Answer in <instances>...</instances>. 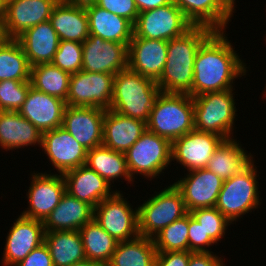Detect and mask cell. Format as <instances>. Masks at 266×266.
<instances>
[{
    "mask_svg": "<svg viewBox=\"0 0 266 266\" xmlns=\"http://www.w3.org/2000/svg\"><path fill=\"white\" fill-rule=\"evenodd\" d=\"M224 32L214 31L196 53L192 97L233 89V81L248 71Z\"/></svg>",
    "mask_w": 266,
    "mask_h": 266,
    "instance_id": "cell-1",
    "label": "cell"
},
{
    "mask_svg": "<svg viewBox=\"0 0 266 266\" xmlns=\"http://www.w3.org/2000/svg\"><path fill=\"white\" fill-rule=\"evenodd\" d=\"M213 32L205 26H193L182 36L168 41L166 63L156 81L161 92L189 94L192 97L196 53Z\"/></svg>",
    "mask_w": 266,
    "mask_h": 266,
    "instance_id": "cell-2",
    "label": "cell"
},
{
    "mask_svg": "<svg viewBox=\"0 0 266 266\" xmlns=\"http://www.w3.org/2000/svg\"><path fill=\"white\" fill-rule=\"evenodd\" d=\"M160 92L156 81L127 67L114 75L111 110L147 123Z\"/></svg>",
    "mask_w": 266,
    "mask_h": 266,
    "instance_id": "cell-3",
    "label": "cell"
},
{
    "mask_svg": "<svg viewBox=\"0 0 266 266\" xmlns=\"http://www.w3.org/2000/svg\"><path fill=\"white\" fill-rule=\"evenodd\" d=\"M147 130L171 143L194 129V103L189 94L157 96L146 123Z\"/></svg>",
    "mask_w": 266,
    "mask_h": 266,
    "instance_id": "cell-4",
    "label": "cell"
},
{
    "mask_svg": "<svg viewBox=\"0 0 266 266\" xmlns=\"http://www.w3.org/2000/svg\"><path fill=\"white\" fill-rule=\"evenodd\" d=\"M233 89L193 96L194 129L233 139V125L237 109ZM232 134V136H231Z\"/></svg>",
    "mask_w": 266,
    "mask_h": 266,
    "instance_id": "cell-5",
    "label": "cell"
},
{
    "mask_svg": "<svg viewBox=\"0 0 266 266\" xmlns=\"http://www.w3.org/2000/svg\"><path fill=\"white\" fill-rule=\"evenodd\" d=\"M256 168L252 161L240 173L223 182L215 208L231 223L261 204Z\"/></svg>",
    "mask_w": 266,
    "mask_h": 266,
    "instance_id": "cell-6",
    "label": "cell"
},
{
    "mask_svg": "<svg viewBox=\"0 0 266 266\" xmlns=\"http://www.w3.org/2000/svg\"><path fill=\"white\" fill-rule=\"evenodd\" d=\"M187 214L180 191L174 184L165 187L138 206L139 235L152 239L166 226Z\"/></svg>",
    "mask_w": 266,
    "mask_h": 266,
    "instance_id": "cell-7",
    "label": "cell"
},
{
    "mask_svg": "<svg viewBox=\"0 0 266 266\" xmlns=\"http://www.w3.org/2000/svg\"><path fill=\"white\" fill-rule=\"evenodd\" d=\"M124 154L132 179L138 173L153 179L164 173L163 170L171 164L172 143L146 130Z\"/></svg>",
    "mask_w": 266,
    "mask_h": 266,
    "instance_id": "cell-8",
    "label": "cell"
},
{
    "mask_svg": "<svg viewBox=\"0 0 266 266\" xmlns=\"http://www.w3.org/2000/svg\"><path fill=\"white\" fill-rule=\"evenodd\" d=\"M193 24L172 2L156 9L140 12L134 24V36L153 40H171L182 36Z\"/></svg>",
    "mask_w": 266,
    "mask_h": 266,
    "instance_id": "cell-9",
    "label": "cell"
},
{
    "mask_svg": "<svg viewBox=\"0 0 266 266\" xmlns=\"http://www.w3.org/2000/svg\"><path fill=\"white\" fill-rule=\"evenodd\" d=\"M114 75L83 70L71 74L66 105L111 109Z\"/></svg>",
    "mask_w": 266,
    "mask_h": 266,
    "instance_id": "cell-10",
    "label": "cell"
},
{
    "mask_svg": "<svg viewBox=\"0 0 266 266\" xmlns=\"http://www.w3.org/2000/svg\"><path fill=\"white\" fill-rule=\"evenodd\" d=\"M132 207L117 190L94 208L93 218L118 242L131 240L139 236L138 208Z\"/></svg>",
    "mask_w": 266,
    "mask_h": 266,
    "instance_id": "cell-11",
    "label": "cell"
},
{
    "mask_svg": "<svg viewBox=\"0 0 266 266\" xmlns=\"http://www.w3.org/2000/svg\"><path fill=\"white\" fill-rule=\"evenodd\" d=\"M82 69L85 72L116 75L128 67V46L89 35L82 43Z\"/></svg>",
    "mask_w": 266,
    "mask_h": 266,
    "instance_id": "cell-12",
    "label": "cell"
},
{
    "mask_svg": "<svg viewBox=\"0 0 266 266\" xmlns=\"http://www.w3.org/2000/svg\"><path fill=\"white\" fill-rule=\"evenodd\" d=\"M28 189V210L22 216L44 221L58 206L61 197L66 192L63 174L32 173Z\"/></svg>",
    "mask_w": 266,
    "mask_h": 266,
    "instance_id": "cell-13",
    "label": "cell"
},
{
    "mask_svg": "<svg viewBox=\"0 0 266 266\" xmlns=\"http://www.w3.org/2000/svg\"><path fill=\"white\" fill-rule=\"evenodd\" d=\"M223 141L221 136L193 129L172 142V161L187 168L188 172L206 168Z\"/></svg>",
    "mask_w": 266,
    "mask_h": 266,
    "instance_id": "cell-14",
    "label": "cell"
},
{
    "mask_svg": "<svg viewBox=\"0 0 266 266\" xmlns=\"http://www.w3.org/2000/svg\"><path fill=\"white\" fill-rule=\"evenodd\" d=\"M223 180L207 168L187 172L184 178L173 183L180 191L189 212L206 207H215Z\"/></svg>",
    "mask_w": 266,
    "mask_h": 266,
    "instance_id": "cell-15",
    "label": "cell"
},
{
    "mask_svg": "<svg viewBox=\"0 0 266 266\" xmlns=\"http://www.w3.org/2000/svg\"><path fill=\"white\" fill-rule=\"evenodd\" d=\"M58 0H6L3 30L16 39L25 30L48 21Z\"/></svg>",
    "mask_w": 266,
    "mask_h": 266,
    "instance_id": "cell-16",
    "label": "cell"
},
{
    "mask_svg": "<svg viewBox=\"0 0 266 266\" xmlns=\"http://www.w3.org/2000/svg\"><path fill=\"white\" fill-rule=\"evenodd\" d=\"M41 148L58 174L85 165L87 150L62 126L42 133Z\"/></svg>",
    "mask_w": 266,
    "mask_h": 266,
    "instance_id": "cell-17",
    "label": "cell"
},
{
    "mask_svg": "<svg viewBox=\"0 0 266 266\" xmlns=\"http://www.w3.org/2000/svg\"><path fill=\"white\" fill-rule=\"evenodd\" d=\"M106 110L98 107L66 105L62 127L86 150L102 145L103 118Z\"/></svg>",
    "mask_w": 266,
    "mask_h": 266,
    "instance_id": "cell-18",
    "label": "cell"
},
{
    "mask_svg": "<svg viewBox=\"0 0 266 266\" xmlns=\"http://www.w3.org/2000/svg\"><path fill=\"white\" fill-rule=\"evenodd\" d=\"M43 221L20 216L15 219L6 238L2 263L15 266L32 250L44 243Z\"/></svg>",
    "mask_w": 266,
    "mask_h": 266,
    "instance_id": "cell-19",
    "label": "cell"
},
{
    "mask_svg": "<svg viewBox=\"0 0 266 266\" xmlns=\"http://www.w3.org/2000/svg\"><path fill=\"white\" fill-rule=\"evenodd\" d=\"M167 52V40H153L133 35L128 45V68L157 81L163 72Z\"/></svg>",
    "mask_w": 266,
    "mask_h": 266,
    "instance_id": "cell-20",
    "label": "cell"
},
{
    "mask_svg": "<svg viewBox=\"0 0 266 266\" xmlns=\"http://www.w3.org/2000/svg\"><path fill=\"white\" fill-rule=\"evenodd\" d=\"M65 107V101L31 86L18 113L43 133L62 126Z\"/></svg>",
    "mask_w": 266,
    "mask_h": 266,
    "instance_id": "cell-21",
    "label": "cell"
},
{
    "mask_svg": "<svg viewBox=\"0 0 266 266\" xmlns=\"http://www.w3.org/2000/svg\"><path fill=\"white\" fill-rule=\"evenodd\" d=\"M193 26L225 31L233 16L235 0H172Z\"/></svg>",
    "mask_w": 266,
    "mask_h": 266,
    "instance_id": "cell-22",
    "label": "cell"
},
{
    "mask_svg": "<svg viewBox=\"0 0 266 266\" xmlns=\"http://www.w3.org/2000/svg\"><path fill=\"white\" fill-rule=\"evenodd\" d=\"M63 177L66 192L93 208L116 192L115 190L111 191L113 186H110L104 178L86 165L67 171Z\"/></svg>",
    "mask_w": 266,
    "mask_h": 266,
    "instance_id": "cell-23",
    "label": "cell"
},
{
    "mask_svg": "<svg viewBox=\"0 0 266 266\" xmlns=\"http://www.w3.org/2000/svg\"><path fill=\"white\" fill-rule=\"evenodd\" d=\"M146 130V122L109 109L103 118L102 144L116 152L125 153Z\"/></svg>",
    "mask_w": 266,
    "mask_h": 266,
    "instance_id": "cell-24",
    "label": "cell"
},
{
    "mask_svg": "<svg viewBox=\"0 0 266 266\" xmlns=\"http://www.w3.org/2000/svg\"><path fill=\"white\" fill-rule=\"evenodd\" d=\"M49 21L60 41L83 43L90 35L85 3L58 1L51 12Z\"/></svg>",
    "mask_w": 266,
    "mask_h": 266,
    "instance_id": "cell-25",
    "label": "cell"
},
{
    "mask_svg": "<svg viewBox=\"0 0 266 266\" xmlns=\"http://www.w3.org/2000/svg\"><path fill=\"white\" fill-rule=\"evenodd\" d=\"M85 9L90 35L129 45L134 34V25L129 20L102 9L93 2L85 3Z\"/></svg>",
    "mask_w": 266,
    "mask_h": 266,
    "instance_id": "cell-26",
    "label": "cell"
},
{
    "mask_svg": "<svg viewBox=\"0 0 266 266\" xmlns=\"http://www.w3.org/2000/svg\"><path fill=\"white\" fill-rule=\"evenodd\" d=\"M16 39L22 46L31 67L51 63L60 42L49 20L25 30Z\"/></svg>",
    "mask_w": 266,
    "mask_h": 266,
    "instance_id": "cell-27",
    "label": "cell"
},
{
    "mask_svg": "<svg viewBox=\"0 0 266 266\" xmlns=\"http://www.w3.org/2000/svg\"><path fill=\"white\" fill-rule=\"evenodd\" d=\"M94 216V208L65 192L58 206L43 221L45 231H78Z\"/></svg>",
    "mask_w": 266,
    "mask_h": 266,
    "instance_id": "cell-28",
    "label": "cell"
},
{
    "mask_svg": "<svg viewBox=\"0 0 266 266\" xmlns=\"http://www.w3.org/2000/svg\"><path fill=\"white\" fill-rule=\"evenodd\" d=\"M42 133L18 111H0V146L4 150L40 145Z\"/></svg>",
    "mask_w": 266,
    "mask_h": 266,
    "instance_id": "cell-29",
    "label": "cell"
},
{
    "mask_svg": "<svg viewBox=\"0 0 266 266\" xmlns=\"http://www.w3.org/2000/svg\"><path fill=\"white\" fill-rule=\"evenodd\" d=\"M241 147L236 139L224 140L214 151L206 168L223 181L240 173L253 161L252 154L248 155Z\"/></svg>",
    "mask_w": 266,
    "mask_h": 266,
    "instance_id": "cell-30",
    "label": "cell"
},
{
    "mask_svg": "<svg viewBox=\"0 0 266 266\" xmlns=\"http://www.w3.org/2000/svg\"><path fill=\"white\" fill-rule=\"evenodd\" d=\"M44 242L53 266H70L86 260L79 231H45Z\"/></svg>",
    "mask_w": 266,
    "mask_h": 266,
    "instance_id": "cell-31",
    "label": "cell"
},
{
    "mask_svg": "<svg viewBox=\"0 0 266 266\" xmlns=\"http://www.w3.org/2000/svg\"><path fill=\"white\" fill-rule=\"evenodd\" d=\"M85 165L104 178L110 186L111 181L123 177L125 181H134L129 174L125 154L116 152L103 144L87 150Z\"/></svg>",
    "mask_w": 266,
    "mask_h": 266,
    "instance_id": "cell-32",
    "label": "cell"
},
{
    "mask_svg": "<svg viewBox=\"0 0 266 266\" xmlns=\"http://www.w3.org/2000/svg\"><path fill=\"white\" fill-rule=\"evenodd\" d=\"M156 254L153 239L139 235L118 242L106 266H155Z\"/></svg>",
    "mask_w": 266,
    "mask_h": 266,
    "instance_id": "cell-33",
    "label": "cell"
},
{
    "mask_svg": "<svg viewBox=\"0 0 266 266\" xmlns=\"http://www.w3.org/2000/svg\"><path fill=\"white\" fill-rule=\"evenodd\" d=\"M78 231L81 235L86 259L106 266L118 241L105 231L94 218Z\"/></svg>",
    "mask_w": 266,
    "mask_h": 266,
    "instance_id": "cell-34",
    "label": "cell"
},
{
    "mask_svg": "<svg viewBox=\"0 0 266 266\" xmlns=\"http://www.w3.org/2000/svg\"><path fill=\"white\" fill-rule=\"evenodd\" d=\"M31 66L17 39L5 38L0 43V81L30 82Z\"/></svg>",
    "mask_w": 266,
    "mask_h": 266,
    "instance_id": "cell-35",
    "label": "cell"
},
{
    "mask_svg": "<svg viewBox=\"0 0 266 266\" xmlns=\"http://www.w3.org/2000/svg\"><path fill=\"white\" fill-rule=\"evenodd\" d=\"M71 75L52 63H43L31 67V86L41 92L65 101Z\"/></svg>",
    "mask_w": 266,
    "mask_h": 266,
    "instance_id": "cell-36",
    "label": "cell"
},
{
    "mask_svg": "<svg viewBox=\"0 0 266 266\" xmlns=\"http://www.w3.org/2000/svg\"><path fill=\"white\" fill-rule=\"evenodd\" d=\"M189 213L162 229L152 239L157 252L189 251Z\"/></svg>",
    "mask_w": 266,
    "mask_h": 266,
    "instance_id": "cell-37",
    "label": "cell"
},
{
    "mask_svg": "<svg viewBox=\"0 0 266 266\" xmlns=\"http://www.w3.org/2000/svg\"><path fill=\"white\" fill-rule=\"evenodd\" d=\"M201 224L205 236H209L216 244L220 241L231 223L215 207L199 208L189 212Z\"/></svg>",
    "mask_w": 266,
    "mask_h": 266,
    "instance_id": "cell-38",
    "label": "cell"
},
{
    "mask_svg": "<svg viewBox=\"0 0 266 266\" xmlns=\"http://www.w3.org/2000/svg\"><path fill=\"white\" fill-rule=\"evenodd\" d=\"M82 60V43L76 41H60L51 63L71 75L81 71Z\"/></svg>",
    "mask_w": 266,
    "mask_h": 266,
    "instance_id": "cell-39",
    "label": "cell"
},
{
    "mask_svg": "<svg viewBox=\"0 0 266 266\" xmlns=\"http://www.w3.org/2000/svg\"><path fill=\"white\" fill-rule=\"evenodd\" d=\"M30 87V82L0 81V111H18L23 105Z\"/></svg>",
    "mask_w": 266,
    "mask_h": 266,
    "instance_id": "cell-40",
    "label": "cell"
},
{
    "mask_svg": "<svg viewBox=\"0 0 266 266\" xmlns=\"http://www.w3.org/2000/svg\"><path fill=\"white\" fill-rule=\"evenodd\" d=\"M98 7L136 23L139 11L134 0H93Z\"/></svg>",
    "mask_w": 266,
    "mask_h": 266,
    "instance_id": "cell-41",
    "label": "cell"
},
{
    "mask_svg": "<svg viewBox=\"0 0 266 266\" xmlns=\"http://www.w3.org/2000/svg\"><path fill=\"white\" fill-rule=\"evenodd\" d=\"M188 241L190 252H211L206 247H211L215 242L205 236V232L201 226L189 213Z\"/></svg>",
    "mask_w": 266,
    "mask_h": 266,
    "instance_id": "cell-42",
    "label": "cell"
},
{
    "mask_svg": "<svg viewBox=\"0 0 266 266\" xmlns=\"http://www.w3.org/2000/svg\"><path fill=\"white\" fill-rule=\"evenodd\" d=\"M15 266H53L52 258L45 242L32 250Z\"/></svg>",
    "mask_w": 266,
    "mask_h": 266,
    "instance_id": "cell-43",
    "label": "cell"
},
{
    "mask_svg": "<svg viewBox=\"0 0 266 266\" xmlns=\"http://www.w3.org/2000/svg\"><path fill=\"white\" fill-rule=\"evenodd\" d=\"M190 251L157 252L155 266H188Z\"/></svg>",
    "mask_w": 266,
    "mask_h": 266,
    "instance_id": "cell-44",
    "label": "cell"
},
{
    "mask_svg": "<svg viewBox=\"0 0 266 266\" xmlns=\"http://www.w3.org/2000/svg\"><path fill=\"white\" fill-rule=\"evenodd\" d=\"M223 259L213 252H190L188 266H226ZM224 264V265H223Z\"/></svg>",
    "mask_w": 266,
    "mask_h": 266,
    "instance_id": "cell-45",
    "label": "cell"
},
{
    "mask_svg": "<svg viewBox=\"0 0 266 266\" xmlns=\"http://www.w3.org/2000/svg\"><path fill=\"white\" fill-rule=\"evenodd\" d=\"M139 13L172 3V0H134Z\"/></svg>",
    "mask_w": 266,
    "mask_h": 266,
    "instance_id": "cell-46",
    "label": "cell"
},
{
    "mask_svg": "<svg viewBox=\"0 0 266 266\" xmlns=\"http://www.w3.org/2000/svg\"><path fill=\"white\" fill-rule=\"evenodd\" d=\"M70 266H104V265L99 262L86 259L84 261L74 263Z\"/></svg>",
    "mask_w": 266,
    "mask_h": 266,
    "instance_id": "cell-47",
    "label": "cell"
},
{
    "mask_svg": "<svg viewBox=\"0 0 266 266\" xmlns=\"http://www.w3.org/2000/svg\"><path fill=\"white\" fill-rule=\"evenodd\" d=\"M6 0H0V20L3 22L5 16Z\"/></svg>",
    "mask_w": 266,
    "mask_h": 266,
    "instance_id": "cell-48",
    "label": "cell"
},
{
    "mask_svg": "<svg viewBox=\"0 0 266 266\" xmlns=\"http://www.w3.org/2000/svg\"><path fill=\"white\" fill-rule=\"evenodd\" d=\"M59 2H68V3H87L92 2L93 0H58Z\"/></svg>",
    "mask_w": 266,
    "mask_h": 266,
    "instance_id": "cell-49",
    "label": "cell"
},
{
    "mask_svg": "<svg viewBox=\"0 0 266 266\" xmlns=\"http://www.w3.org/2000/svg\"><path fill=\"white\" fill-rule=\"evenodd\" d=\"M5 34L3 30V22L0 20V43L5 39Z\"/></svg>",
    "mask_w": 266,
    "mask_h": 266,
    "instance_id": "cell-50",
    "label": "cell"
}]
</instances>
